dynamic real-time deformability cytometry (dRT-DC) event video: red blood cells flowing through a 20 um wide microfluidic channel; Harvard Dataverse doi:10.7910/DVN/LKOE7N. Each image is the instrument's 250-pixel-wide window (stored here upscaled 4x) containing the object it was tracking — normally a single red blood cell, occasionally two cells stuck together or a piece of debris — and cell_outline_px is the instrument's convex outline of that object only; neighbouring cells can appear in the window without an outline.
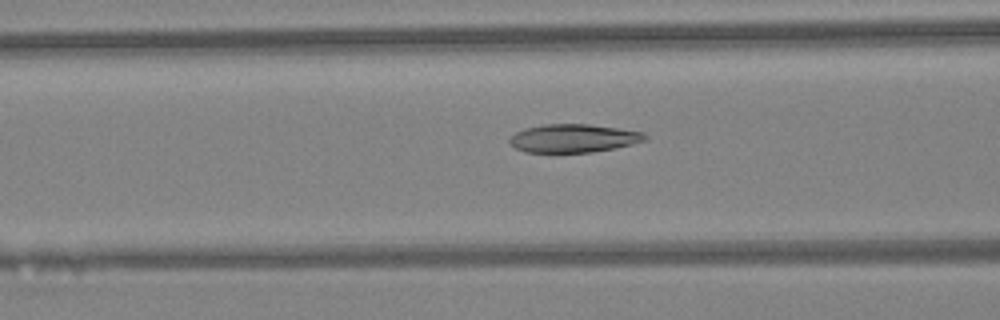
{"species": "Egyptian fruit bat (a non-hibernating species)", "species_latin": "Rousettus aegyptiacus", "temperature_condition": "warm", "stored_images_in_passage": 46, "camera_frame_rate_fps": 3000, "um_per_image_px": 0.085, "animal": {"sex": "female"}, "frame": {"image": 1, "passage_image": 19, "time_ms": 6.0, "image_size_px": [1000, 320], "cell_outline_px": [[648, 140], [616, 148], [592, 152], [524, 152], [508, 144], [508, 140], [516, 132], [524, 128], [544, 124], [588, 124], [644, 132], [648, 136]], "centroid_in_image_um": [48.75, 11.75], "position_along_channel_um": 117.9, "area_um2": 22.43}}
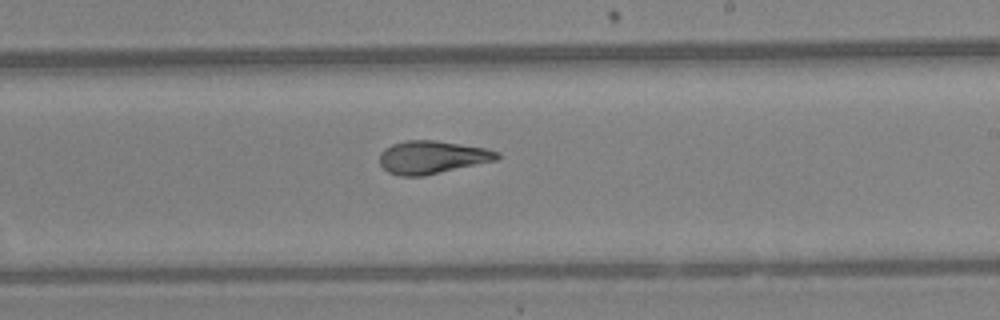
{"frame": {"image": 2, "passage_image": 28, "time_ms": 9.0, "image_size_px": [1000, 320], "cell_outline_px": [[500, 160], [420, 176], [400, 176], [388, 172], [380, 164], [380, 152], [384, 148], [392, 144], [404, 140], [436, 140], [488, 148], [500, 152]], "centroid_in_image_um": [36.76, 13.35], "position_along_channel_um": 252.2, "area_um2": 22.77}}
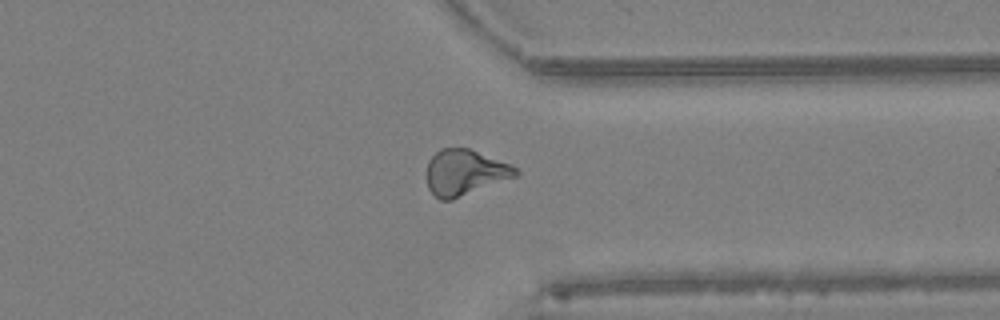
{"frame": {"image": 3, "passage_image": 36, "time_ms": 11.667, "image_size_px": [1000, 320], "cell_outline_px": [[520, 176], [452, 200], [440, 200], [428, 188], [428, 160], [440, 148], [468, 148], [512, 164], [520, 172]], "centroid_in_image_um": [39.57, 14.66], "position_along_channel_um": 371.8, "area_um2": 23.93}, "authors_computed_cell_mechanics": {"area_um2": 23.1489, "velocity_mm_per_s": 4.5073, "shape_relaxation_time_tau1_ms": null, "shape_relaxation_time_tau2_ms": 1.9053, "deformation_change_tau1": null, "deformation_change_tau2": 0.0987}}